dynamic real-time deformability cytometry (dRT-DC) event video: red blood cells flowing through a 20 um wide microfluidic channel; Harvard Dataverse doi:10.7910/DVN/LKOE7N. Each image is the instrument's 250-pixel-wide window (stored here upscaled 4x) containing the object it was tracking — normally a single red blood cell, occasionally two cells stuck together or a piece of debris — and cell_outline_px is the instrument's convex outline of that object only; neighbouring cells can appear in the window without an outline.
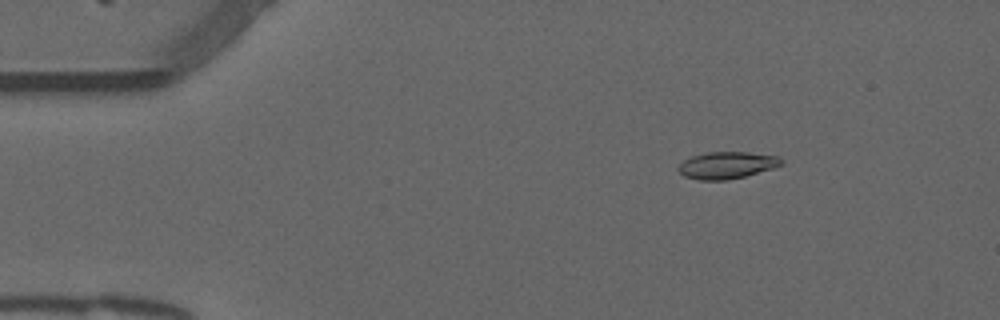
{"species": "common noctule bat (a hibernating species)", "species_latin": "Nyctalus noctula", "temperature_condition": "warm", "stored_images_in_passage": 49, "camera_frame_rate_fps": 3000, "um_per_image_px": 0.085, "animal": {"sex": "male", "forearm_length_mm": 52.5}, "frame": {"image": 1, "passage_image": 3, "time_ms": 0.667, "image_size_px": [1000, 320], "cell_outline_px": [[784, 164], [772, 168], [744, 176], [728, 180], [700, 180], [684, 176], [676, 168], [684, 160], [692, 156], [708, 152], [748, 152], [780, 156], [784, 160]], "centroid_in_image_um": [61.8, 14.03], "position_along_channel_um": 23.2, "area_um2": 16.18}}
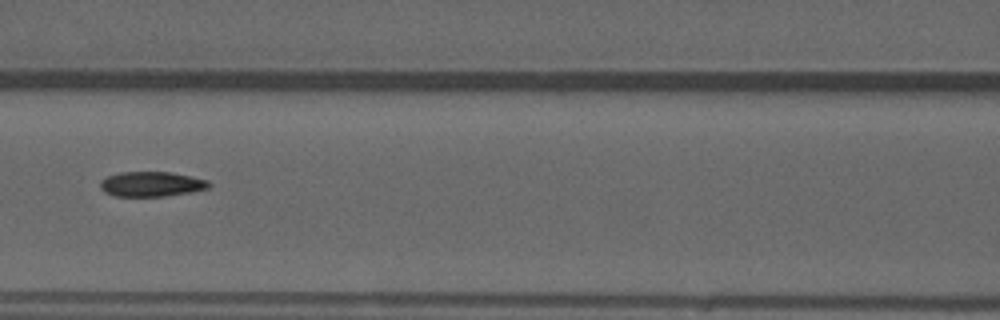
{"frame": {"image": 2, "passage_image": 19, "time_ms": 6.0, "image_size_px": [1000, 320], "cell_outline_px": [[212, 184], [208, 188], [188, 192], [164, 196], [116, 196], [104, 192], [100, 188], [100, 180], [108, 176], [120, 172], [168, 172], [208, 180]], "centroid_in_image_um": [12.83, 15.65], "position_along_channel_um": 153.8, "area_um2": 15.61}}
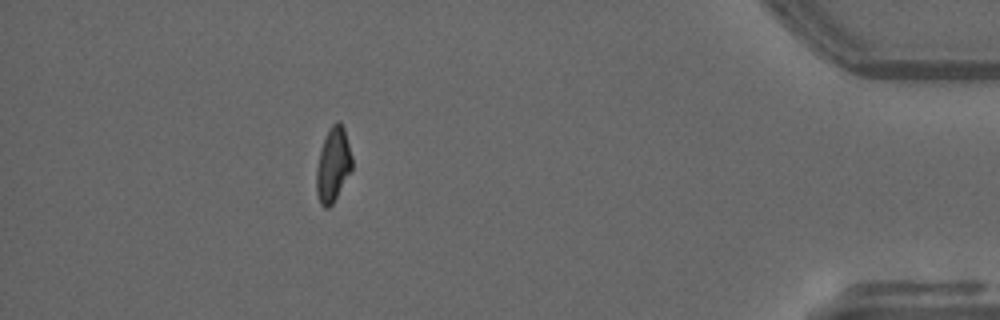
{"frame": {"image": 3, "passage_image": 43, "time_ms": 14.0, "image_size_px": [1000, 320], "cell_outline_px": [[352, 168], [332, 204], [328, 208], [324, 208], [320, 204], [316, 192], [316, 168], [320, 152], [328, 128], [336, 120], [340, 120], [344, 128], [352, 156]], "centroid_in_image_um": [28.3, 13.98], "position_along_channel_um": 406.9, "area_um2": 15.37}, "authors_computed_cell_mechanics": {"area_um2": 15.9528, "velocity_mm_per_s": 3.8407, "shape_relaxation_time_tau1_ms": null, "shape_relaxation_time_tau2_ms": 3.6424, "deformation_change_tau1": null, "deformation_change_tau2": 0.0906}}